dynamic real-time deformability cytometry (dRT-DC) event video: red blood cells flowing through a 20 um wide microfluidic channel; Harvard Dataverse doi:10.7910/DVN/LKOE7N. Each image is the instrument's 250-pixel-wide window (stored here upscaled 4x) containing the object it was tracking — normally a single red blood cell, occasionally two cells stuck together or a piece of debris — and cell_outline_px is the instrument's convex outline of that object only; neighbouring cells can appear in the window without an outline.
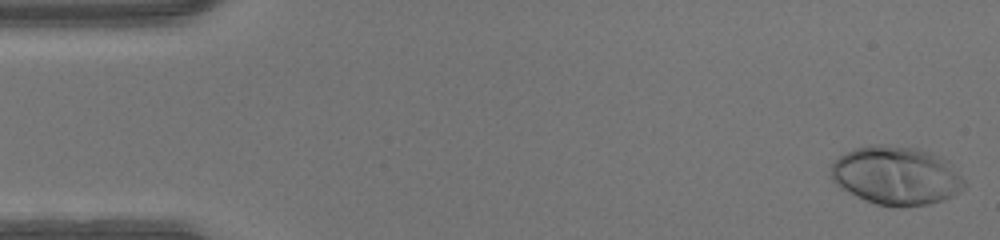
{"species": "human", "species_latin": "Homo sapiens", "temperature_condition": "warm", "stored_images_in_passage": 47, "camera_frame_rate_fps": 3000, "um_per_image_px": 0.085, "donor": {"sex": "male"}, "frame": {"image": 1, "passage_image": 1, "time_ms": 0.0, "image_size_px": [1000, 240], "cell_outline_px": [[968, 184], [960, 192], [944, 200], [928, 204], [900, 208], [896, 208], [876, 204], [856, 196], [840, 188], [832, 180], [832, 164], [840, 156], [856, 148], [876, 144], [880, 144], [916, 148], [940, 156], [948, 160]], "centroid_in_image_um": [76.22, 14.95], "position_along_channel_um": 8.8, "area_um2": 45.66}}
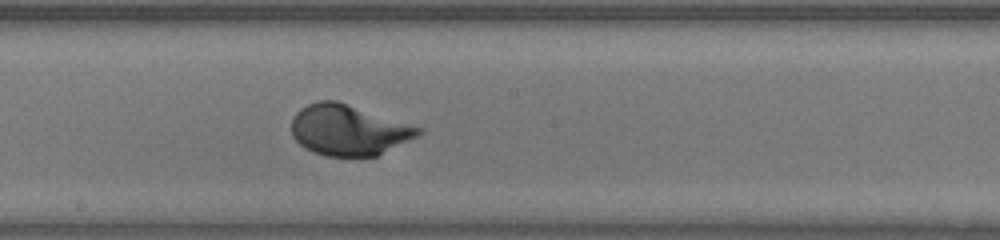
{"frame": {"image": 2, "passage_image": 25, "time_ms": 8.0, "image_size_px": [1000, 240], "cell_outline_px": [[424, 132], [376, 156], [328, 156], [312, 152], [304, 148], [292, 136], [292, 116], [300, 108], [316, 100], [336, 100], [424, 128]], "centroid_in_image_um": [29.6, 11.04], "position_along_channel_um": 218.6, "area_um2": 37.4}}
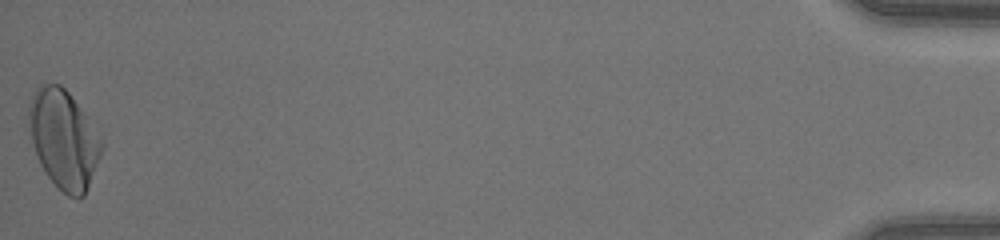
{"frame": {"image": 3, "passage_image": 47, "time_ms": 15.333, "image_size_px": [1000, 240], "cell_outline_px": [[104, 148], [84, 196], [68, 196], [44, 172], [36, 156], [32, 140], [28, 116], [28, 104], [32, 92], [40, 84], [60, 84], [68, 92], [80, 108], [104, 144]], "centroid_in_image_um": [5.39, 11.81], "position_along_channel_um": 429.8, "area_um2": 41.21}}